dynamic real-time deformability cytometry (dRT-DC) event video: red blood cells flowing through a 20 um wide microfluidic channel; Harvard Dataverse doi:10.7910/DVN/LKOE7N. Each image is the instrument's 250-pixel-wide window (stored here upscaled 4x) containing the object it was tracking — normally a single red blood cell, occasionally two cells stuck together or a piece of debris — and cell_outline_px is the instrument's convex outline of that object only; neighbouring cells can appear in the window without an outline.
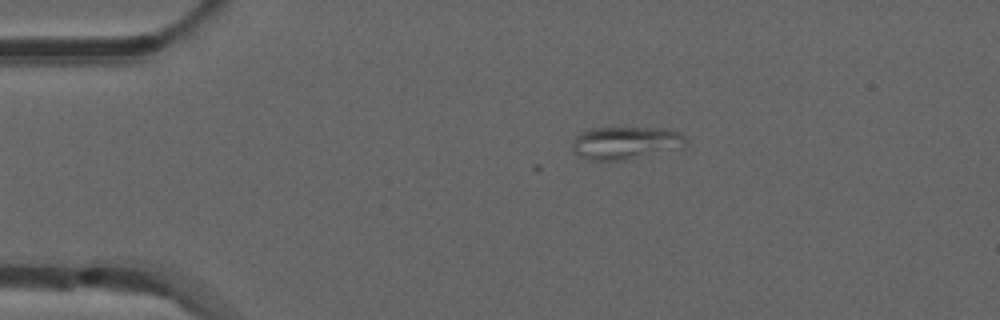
{"species": "common noctule bat (a hibernating species)", "species_latin": "Nyctalus noctula", "temperature_condition": "room temperature", "stored_images_in_passage": 43, "camera_frame_rate_fps": 3000, "um_per_image_px": 0.085, "animal": {"sex": "male", "forearm_length_mm": 52.5}, "frame": {"image": 1, "passage_image": 1, "time_ms": 0.0, "image_size_px": [1000, 320], "cell_outline_px": [[688, 140], [684, 148], [624, 160], [588, 160], [572, 152], [572, 144], [576, 136], [580, 132], [592, 128], [668, 128], [680, 132]], "centroid_in_image_um": [53.21, 12.14], "position_along_channel_um": 31.8, "area_um2": 21.96}}
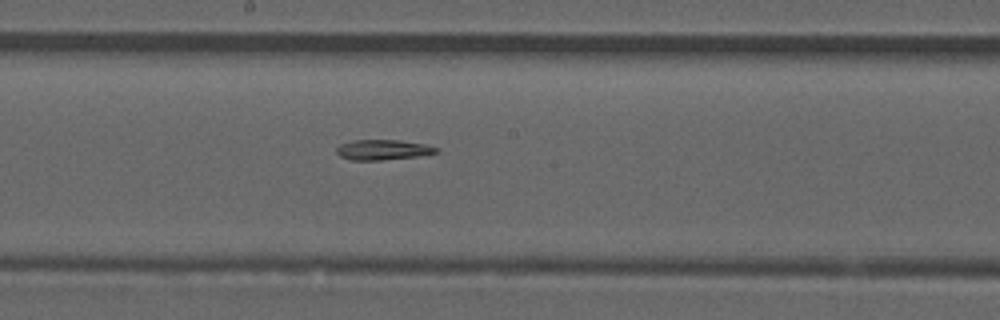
{"frame": {"image": 2, "passage_image": 19, "time_ms": 6.0, "image_size_px": [1000, 320], "cell_outline_px": [[440, 152], [420, 156], [380, 160], [352, 160], [340, 156], [336, 152], [336, 148], [340, 144], [352, 140], [400, 140], [424, 144], [440, 148]], "centroid_in_image_um": [32.58, 12.73], "position_along_channel_um": 215.6, "area_um2": 11.85}}
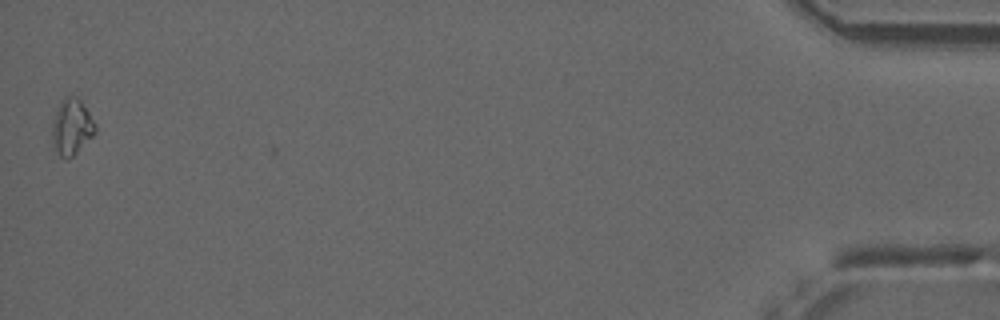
{"frame": {"image": 3, "passage_image": 43, "time_ms": 14.0, "image_size_px": [1000, 320], "cell_outline_px": [[96, 132], [68, 160], [64, 160], [52, 148], [52, 120], [60, 100], [64, 96], [76, 96], [80, 100], [96, 124]], "centroid_in_image_um": [6.05, 10.79], "position_along_channel_um": 429.2, "area_um2": 14.22}, "authors_computed_cell_mechanics": {"area_um2": 11.9646, "velocity_mm_per_s": 3.8562, "shape_relaxation_time_tau1_ms": 0.7198, "shape_relaxation_time_tau2_ms": null, "deformation_change_tau1": null, "deformation_change_tau2": null}}